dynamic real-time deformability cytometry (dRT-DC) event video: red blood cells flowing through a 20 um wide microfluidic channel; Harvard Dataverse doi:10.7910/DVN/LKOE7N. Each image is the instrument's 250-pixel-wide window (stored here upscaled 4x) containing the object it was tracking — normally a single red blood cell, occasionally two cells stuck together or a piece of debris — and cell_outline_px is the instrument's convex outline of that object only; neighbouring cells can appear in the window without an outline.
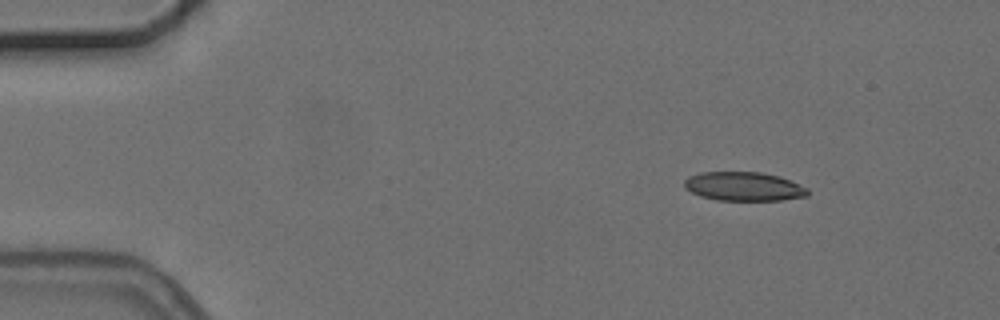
{"species": "common noctule bat (a hibernating species)", "species_latin": "Nyctalus noctula", "temperature_condition": "cold", "stored_images_in_passage": 5, "camera_frame_rate_fps": 3000, "um_per_image_px": 0.085, "animal": {"sex": "female", "body_mass_g": 24.6, "forearm_length_mm": 56.2}, "frame": {"image": 1, "passage_image": 2, "time_ms": 1.0, "image_size_px": [1000, 320], "cell_outline_px": [[808, 196], [780, 200], [716, 200], [700, 196], [684, 188], [684, 180], [688, 176], [700, 172], [760, 172], [780, 176], [808, 188]], "centroid_in_image_um": [63.2, 15.84], "position_along_channel_um": 21.8, "area_um2": 20.87}}